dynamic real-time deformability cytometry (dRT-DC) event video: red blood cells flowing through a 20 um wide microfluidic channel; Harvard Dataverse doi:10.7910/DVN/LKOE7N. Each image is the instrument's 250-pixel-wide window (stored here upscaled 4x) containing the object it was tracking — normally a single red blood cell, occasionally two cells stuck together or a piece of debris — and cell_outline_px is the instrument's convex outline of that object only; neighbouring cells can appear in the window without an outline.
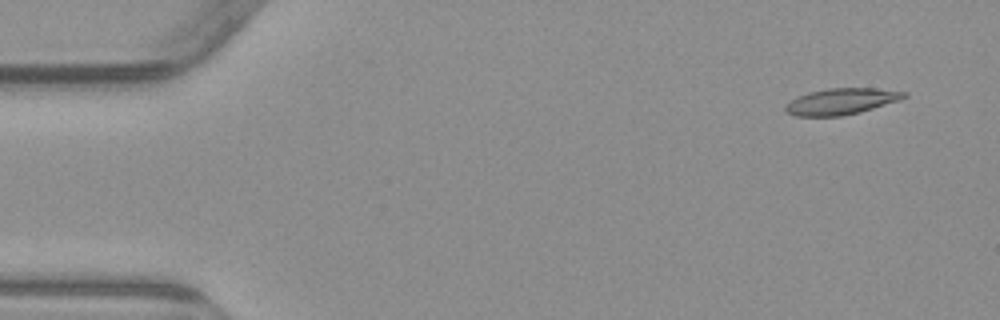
{"species": "common noctule bat (a hibernating species)", "species_latin": "Nyctalus noctula", "temperature_condition": "warm", "stored_images_in_passage": 6, "camera_frame_rate_fps": 3000, "um_per_image_px": 0.085, "animal": {"sex": "male", "body_mass_g": 23.1, "forearm_length_mm": 52.7}, "frame": {"image": 1, "passage_image": 1, "time_ms": 0.0, "image_size_px": [1000, 320], "cell_outline_px": [[908, 96], [900, 100], [860, 112], [840, 116], [796, 116], [788, 112], [784, 108], [784, 104], [808, 92], [828, 88], [876, 88], [908, 92]], "centroid_in_image_um": [71.54, 8.61], "position_along_channel_um": 13.5, "area_um2": 18.09}}
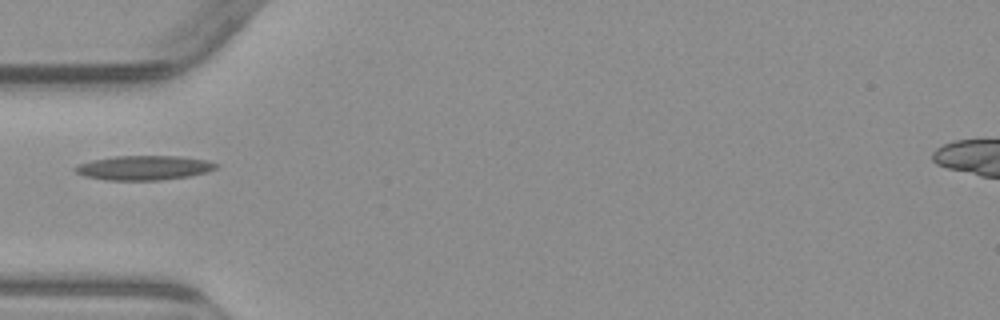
{"frame": {"image": 2, "passage_image": 5, "time_ms": 4.667, "image_size_px": [1000, 320], "cell_outline_px": [[220, 164], [216, 168], [204, 172], [188, 176], [160, 180], [104, 180], [88, 176], [76, 172], [72, 168], [80, 164], [92, 160], [116, 156], [180, 156], [208, 160]], "centroid_in_image_um": [12.26, 14.25], "position_along_channel_um": 72.7, "area_um2": 19.88}}
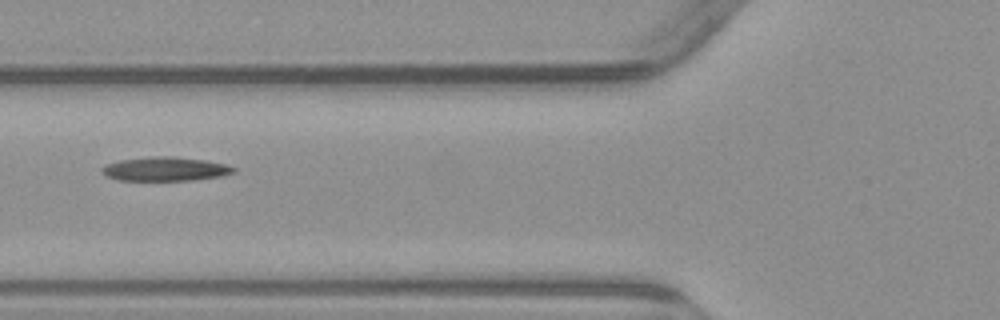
{"frame": {"image": 3, "passage_image": 6, "time_ms": 5.667, "image_size_px": [1000, 320], "cell_outline_px": [[236, 172], [224, 176], [192, 180], [120, 180], [108, 176], [100, 168], [104, 164], [120, 160], [152, 156], [172, 156], [204, 160], [228, 164], [236, 168]], "centroid_in_image_um": [14.1, 14.36], "position_along_channel_um": 111.7, "area_um2": 18.44}}